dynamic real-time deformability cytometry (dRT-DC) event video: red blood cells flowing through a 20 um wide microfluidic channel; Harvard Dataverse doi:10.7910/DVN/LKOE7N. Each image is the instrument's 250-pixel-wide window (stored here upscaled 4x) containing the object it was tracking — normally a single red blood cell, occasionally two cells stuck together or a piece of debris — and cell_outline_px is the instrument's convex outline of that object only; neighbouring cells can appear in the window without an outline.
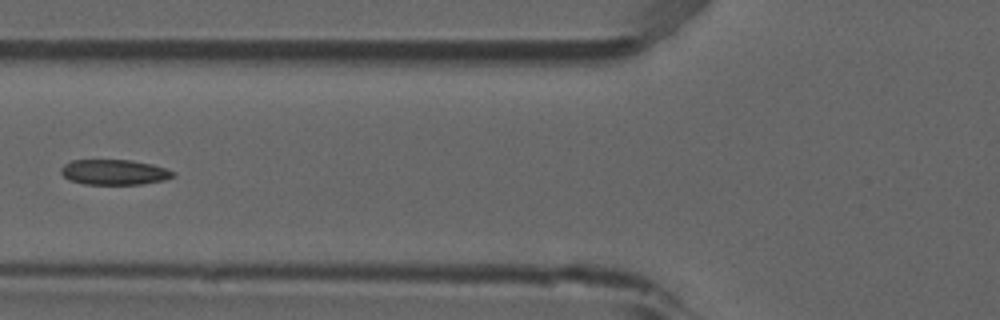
{"species": "common noctule bat (a hibernating species)", "species_latin": "Nyctalus noctula", "temperature_condition": "room temperature", "stored_images_in_passage": 8, "camera_frame_rate_fps": 3000, "um_per_image_px": 0.085, "animal": {"sex": "male", "forearm_length_mm": 52.5}, "frame": {"image": 1, "passage_image": 6, "time_ms": 1.667, "image_size_px": [1000, 320], "cell_outline_px": [[176, 176], [164, 180], [140, 184], [84, 184], [68, 180], [60, 172], [60, 168], [64, 164], [72, 160], [132, 160], [152, 164], [176, 172]], "centroid_in_image_um": [9.7, 14.63], "position_along_channel_um": 116.1, "area_um2": 16.59}}
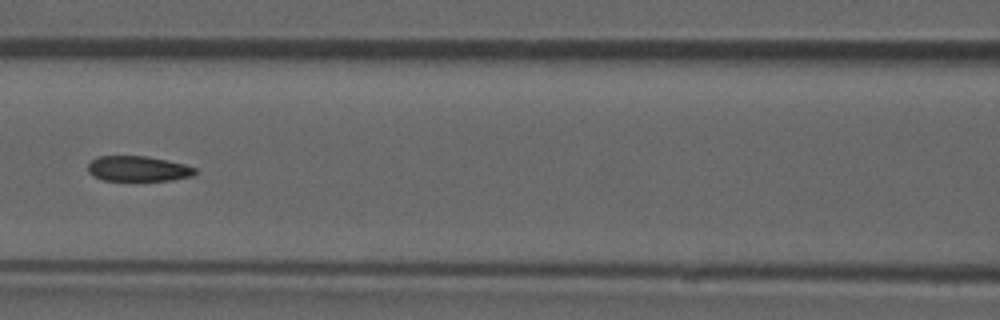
{"frame": {"image": 2, "passage_image": 7, "time_ms": 2.0, "image_size_px": [1000, 320], "cell_outline_px": [[196, 172], [192, 176], [172, 180], [104, 180], [92, 176], [88, 172], [88, 164], [96, 156], [148, 156], [168, 160], [184, 164], [196, 168]], "centroid_in_image_um": [11.72, 14.33], "position_along_channel_um": 154.9, "area_um2": 15.84}}